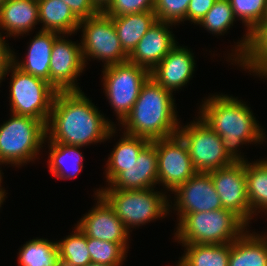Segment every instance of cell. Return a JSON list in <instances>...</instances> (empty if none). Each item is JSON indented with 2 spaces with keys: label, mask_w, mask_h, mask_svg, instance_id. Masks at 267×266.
Listing matches in <instances>:
<instances>
[{
  "label": "cell",
  "mask_w": 267,
  "mask_h": 266,
  "mask_svg": "<svg viewBox=\"0 0 267 266\" xmlns=\"http://www.w3.org/2000/svg\"><path fill=\"white\" fill-rule=\"evenodd\" d=\"M80 91H57L46 124V138L54 143L87 146L110 139L115 125Z\"/></svg>",
  "instance_id": "6da1fadb"
},
{
  "label": "cell",
  "mask_w": 267,
  "mask_h": 266,
  "mask_svg": "<svg viewBox=\"0 0 267 266\" xmlns=\"http://www.w3.org/2000/svg\"><path fill=\"white\" fill-rule=\"evenodd\" d=\"M200 105V116L222 139L227 153L237 162L245 161L238 147L246 143L262 142L266 135L260 128L250 107L228 95H213Z\"/></svg>",
  "instance_id": "7a4b0ae2"
},
{
  "label": "cell",
  "mask_w": 267,
  "mask_h": 266,
  "mask_svg": "<svg viewBox=\"0 0 267 266\" xmlns=\"http://www.w3.org/2000/svg\"><path fill=\"white\" fill-rule=\"evenodd\" d=\"M174 99L171 91L150 76L130 113L120 123L126 130L124 133L150 141L177 135L181 124L175 112Z\"/></svg>",
  "instance_id": "3957f363"
},
{
  "label": "cell",
  "mask_w": 267,
  "mask_h": 266,
  "mask_svg": "<svg viewBox=\"0 0 267 266\" xmlns=\"http://www.w3.org/2000/svg\"><path fill=\"white\" fill-rule=\"evenodd\" d=\"M247 225L235 212L222 208L186 214L178 221L174 236L182 245L226 244L240 237Z\"/></svg>",
  "instance_id": "277c9868"
},
{
  "label": "cell",
  "mask_w": 267,
  "mask_h": 266,
  "mask_svg": "<svg viewBox=\"0 0 267 266\" xmlns=\"http://www.w3.org/2000/svg\"><path fill=\"white\" fill-rule=\"evenodd\" d=\"M114 209L117 217L130 231L131 227L141 226L158 218H164L172 206L166 192L154 188L142 190L102 189L97 190ZM130 228V229H129Z\"/></svg>",
  "instance_id": "5b68a950"
},
{
  "label": "cell",
  "mask_w": 267,
  "mask_h": 266,
  "mask_svg": "<svg viewBox=\"0 0 267 266\" xmlns=\"http://www.w3.org/2000/svg\"><path fill=\"white\" fill-rule=\"evenodd\" d=\"M46 136L43 121L12 113L11 118L0 125V165L22 166L35 160Z\"/></svg>",
  "instance_id": "8992f818"
},
{
  "label": "cell",
  "mask_w": 267,
  "mask_h": 266,
  "mask_svg": "<svg viewBox=\"0 0 267 266\" xmlns=\"http://www.w3.org/2000/svg\"><path fill=\"white\" fill-rule=\"evenodd\" d=\"M11 113L33 117L47 124L57 90L47 81L25 73L11 63Z\"/></svg>",
  "instance_id": "52a82bcc"
},
{
  "label": "cell",
  "mask_w": 267,
  "mask_h": 266,
  "mask_svg": "<svg viewBox=\"0 0 267 266\" xmlns=\"http://www.w3.org/2000/svg\"><path fill=\"white\" fill-rule=\"evenodd\" d=\"M81 28V49L85 64L90 58L104 61V67L128 61V54L121 46L111 16L100 11L80 20L79 30Z\"/></svg>",
  "instance_id": "ba28073f"
},
{
  "label": "cell",
  "mask_w": 267,
  "mask_h": 266,
  "mask_svg": "<svg viewBox=\"0 0 267 266\" xmlns=\"http://www.w3.org/2000/svg\"><path fill=\"white\" fill-rule=\"evenodd\" d=\"M102 72L106 98L121 123L138 99L143 84L150 77V71L127 61L104 67Z\"/></svg>",
  "instance_id": "9c48e42d"
},
{
  "label": "cell",
  "mask_w": 267,
  "mask_h": 266,
  "mask_svg": "<svg viewBox=\"0 0 267 266\" xmlns=\"http://www.w3.org/2000/svg\"><path fill=\"white\" fill-rule=\"evenodd\" d=\"M196 120L184 127L181 125L178 130L195 170L210 172L234 164L236 161L225 150L221 137L200 118Z\"/></svg>",
  "instance_id": "30bf717a"
},
{
  "label": "cell",
  "mask_w": 267,
  "mask_h": 266,
  "mask_svg": "<svg viewBox=\"0 0 267 266\" xmlns=\"http://www.w3.org/2000/svg\"><path fill=\"white\" fill-rule=\"evenodd\" d=\"M156 152L158 155V183L168 191H173L194 176L195 170L188 147L183 139L175 136L157 139Z\"/></svg>",
  "instance_id": "8fae6325"
},
{
  "label": "cell",
  "mask_w": 267,
  "mask_h": 266,
  "mask_svg": "<svg viewBox=\"0 0 267 266\" xmlns=\"http://www.w3.org/2000/svg\"><path fill=\"white\" fill-rule=\"evenodd\" d=\"M210 176L222 208L235 212L249 224L251 208L247 195L245 161H237L227 167L210 171Z\"/></svg>",
  "instance_id": "7c38bea8"
},
{
  "label": "cell",
  "mask_w": 267,
  "mask_h": 266,
  "mask_svg": "<svg viewBox=\"0 0 267 266\" xmlns=\"http://www.w3.org/2000/svg\"><path fill=\"white\" fill-rule=\"evenodd\" d=\"M63 38L66 37L60 34L53 43L50 58V84L57 91H80L76 82L86 67L81 43L76 44Z\"/></svg>",
  "instance_id": "4fadbf2b"
},
{
  "label": "cell",
  "mask_w": 267,
  "mask_h": 266,
  "mask_svg": "<svg viewBox=\"0 0 267 266\" xmlns=\"http://www.w3.org/2000/svg\"><path fill=\"white\" fill-rule=\"evenodd\" d=\"M179 221L186 215L196 212H208L222 209L210 172H197L189 180L178 186L174 191Z\"/></svg>",
  "instance_id": "5bb4252c"
},
{
  "label": "cell",
  "mask_w": 267,
  "mask_h": 266,
  "mask_svg": "<svg viewBox=\"0 0 267 266\" xmlns=\"http://www.w3.org/2000/svg\"><path fill=\"white\" fill-rule=\"evenodd\" d=\"M97 204L78 221V228L86 237L114 243H127L129 230L117 217L114 209L100 195L96 194Z\"/></svg>",
  "instance_id": "9a60e30c"
},
{
  "label": "cell",
  "mask_w": 267,
  "mask_h": 266,
  "mask_svg": "<svg viewBox=\"0 0 267 266\" xmlns=\"http://www.w3.org/2000/svg\"><path fill=\"white\" fill-rule=\"evenodd\" d=\"M105 189L142 190L158 184L156 140L150 141L139 153L137 161L124 167Z\"/></svg>",
  "instance_id": "2e32d148"
},
{
  "label": "cell",
  "mask_w": 267,
  "mask_h": 266,
  "mask_svg": "<svg viewBox=\"0 0 267 266\" xmlns=\"http://www.w3.org/2000/svg\"><path fill=\"white\" fill-rule=\"evenodd\" d=\"M172 25L157 20L128 55V62L151 72L177 44L169 29Z\"/></svg>",
  "instance_id": "e0dca14e"
},
{
  "label": "cell",
  "mask_w": 267,
  "mask_h": 266,
  "mask_svg": "<svg viewBox=\"0 0 267 266\" xmlns=\"http://www.w3.org/2000/svg\"><path fill=\"white\" fill-rule=\"evenodd\" d=\"M177 45L150 72L158 84L172 93L189 82L196 64L190 49Z\"/></svg>",
  "instance_id": "ac0fdd59"
},
{
  "label": "cell",
  "mask_w": 267,
  "mask_h": 266,
  "mask_svg": "<svg viewBox=\"0 0 267 266\" xmlns=\"http://www.w3.org/2000/svg\"><path fill=\"white\" fill-rule=\"evenodd\" d=\"M59 35L54 31H39L30 42L26 59L19 62L12 52V63L23 72L50 83V58L53 43Z\"/></svg>",
  "instance_id": "d6986e66"
},
{
  "label": "cell",
  "mask_w": 267,
  "mask_h": 266,
  "mask_svg": "<svg viewBox=\"0 0 267 266\" xmlns=\"http://www.w3.org/2000/svg\"><path fill=\"white\" fill-rule=\"evenodd\" d=\"M39 23L37 0H6L0 7V30L6 37L22 36Z\"/></svg>",
  "instance_id": "ffe728a7"
},
{
  "label": "cell",
  "mask_w": 267,
  "mask_h": 266,
  "mask_svg": "<svg viewBox=\"0 0 267 266\" xmlns=\"http://www.w3.org/2000/svg\"><path fill=\"white\" fill-rule=\"evenodd\" d=\"M228 266H267V236L246 231L230 243Z\"/></svg>",
  "instance_id": "44dd1931"
},
{
  "label": "cell",
  "mask_w": 267,
  "mask_h": 266,
  "mask_svg": "<svg viewBox=\"0 0 267 266\" xmlns=\"http://www.w3.org/2000/svg\"><path fill=\"white\" fill-rule=\"evenodd\" d=\"M40 31H54L64 36L76 33L80 20L63 0H37ZM66 34V35H65Z\"/></svg>",
  "instance_id": "7402d4cb"
},
{
  "label": "cell",
  "mask_w": 267,
  "mask_h": 266,
  "mask_svg": "<svg viewBox=\"0 0 267 266\" xmlns=\"http://www.w3.org/2000/svg\"><path fill=\"white\" fill-rule=\"evenodd\" d=\"M111 18L121 46L128 55L157 21L154 11H144Z\"/></svg>",
  "instance_id": "603a6c76"
},
{
  "label": "cell",
  "mask_w": 267,
  "mask_h": 266,
  "mask_svg": "<svg viewBox=\"0 0 267 266\" xmlns=\"http://www.w3.org/2000/svg\"><path fill=\"white\" fill-rule=\"evenodd\" d=\"M234 17L242 21L245 27H247L246 35L240 40L235 47V53L233 56V61L238 60L244 55L248 42L249 34L261 23L266 21L267 18V0H229Z\"/></svg>",
  "instance_id": "cb8c5ba5"
},
{
  "label": "cell",
  "mask_w": 267,
  "mask_h": 266,
  "mask_svg": "<svg viewBox=\"0 0 267 266\" xmlns=\"http://www.w3.org/2000/svg\"><path fill=\"white\" fill-rule=\"evenodd\" d=\"M48 167L53 176L59 179L74 178L83 169V157L78 149L81 146L49 142ZM71 171V172H70Z\"/></svg>",
  "instance_id": "d4e9b609"
},
{
  "label": "cell",
  "mask_w": 267,
  "mask_h": 266,
  "mask_svg": "<svg viewBox=\"0 0 267 266\" xmlns=\"http://www.w3.org/2000/svg\"><path fill=\"white\" fill-rule=\"evenodd\" d=\"M185 252L177 266H228L230 243L183 244Z\"/></svg>",
  "instance_id": "484cf974"
},
{
  "label": "cell",
  "mask_w": 267,
  "mask_h": 266,
  "mask_svg": "<svg viewBox=\"0 0 267 266\" xmlns=\"http://www.w3.org/2000/svg\"><path fill=\"white\" fill-rule=\"evenodd\" d=\"M243 69L267 78V21L258 25L250 34L244 55L236 62ZM245 67V68H244Z\"/></svg>",
  "instance_id": "4316f807"
},
{
  "label": "cell",
  "mask_w": 267,
  "mask_h": 266,
  "mask_svg": "<svg viewBox=\"0 0 267 266\" xmlns=\"http://www.w3.org/2000/svg\"><path fill=\"white\" fill-rule=\"evenodd\" d=\"M245 175L251 219H253L252 215L256 212H267V159L253 164L245 160Z\"/></svg>",
  "instance_id": "83f0119b"
},
{
  "label": "cell",
  "mask_w": 267,
  "mask_h": 266,
  "mask_svg": "<svg viewBox=\"0 0 267 266\" xmlns=\"http://www.w3.org/2000/svg\"><path fill=\"white\" fill-rule=\"evenodd\" d=\"M124 136L117 143L106 164V182H110L124 167L131 165L137 161L140 151L150 142V140L132 136L123 133Z\"/></svg>",
  "instance_id": "f1b7e54d"
},
{
  "label": "cell",
  "mask_w": 267,
  "mask_h": 266,
  "mask_svg": "<svg viewBox=\"0 0 267 266\" xmlns=\"http://www.w3.org/2000/svg\"><path fill=\"white\" fill-rule=\"evenodd\" d=\"M18 255L20 266H60L57 241L32 239L20 248Z\"/></svg>",
  "instance_id": "f546056e"
},
{
  "label": "cell",
  "mask_w": 267,
  "mask_h": 266,
  "mask_svg": "<svg viewBox=\"0 0 267 266\" xmlns=\"http://www.w3.org/2000/svg\"><path fill=\"white\" fill-rule=\"evenodd\" d=\"M75 226L73 234L57 242L60 266H86L91 262L87 237Z\"/></svg>",
  "instance_id": "4dcf8cb0"
},
{
  "label": "cell",
  "mask_w": 267,
  "mask_h": 266,
  "mask_svg": "<svg viewBox=\"0 0 267 266\" xmlns=\"http://www.w3.org/2000/svg\"><path fill=\"white\" fill-rule=\"evenodd\" d=\"M128 243H114L87 237V248L91 262L121 266L127 255Z\"/></svg>",
  "instance_id": "1f68e13d"
},
{
  "label": "cell",
  "mask_w": 267,
  "mask_h": 266,
  "mask_svg": "<svg viewBox=\"0 0 267 266\" xmlns=\"http://www.w3.org/2000/svg\"><path fill=\"white\" fill-rule=\"evenodd\" d=\"M229 0H217L198 23L212 34H224L236 21Z\"/></svg>",
  "instance_id": "d6a6232c"
},
{
  "label": "cell",
  "mask_w": 267,
  "mask_h": 266,
  "mask_svg": "<svg viewBox=\"0 0 267 266\" xmlns=\"http://www.w3.org/2000/svg\"><path fill=\"white\" fill-rule=\"evenodd\" d=\"M189 2L190 0H155L154 12L157 20L175 25L186 21Z\"/></svg>",
  "instance_id": "836d02e7"
},
{
  "label": "cell",
  "mask_w": 267,
  "mask_h": 266,
  "mask_svg": "<svg viewBox=\"0 0 267 266\" xmlns=\"http://www.w3.org/2000/svg\"><path fill=\"white\" fill-rule=\"evenodd\" d=\"M155 0H112L103 12L111 17L154 11Z\"/></svg>",
  "instance_id": "e575fe53"
},
{
  "label": "cell",
  "mask_w": 267,
  "mask_h": 266,
  "mask_svg": "<svg viewBox=\"0 0 267 266\" xmlns=\"http://www.w3.org/2000/svg\"><path fill=\"white\" fill-rule=\"evenodd\" d=\"M217 0H190L186 20L198 25Z\"/></svg>",
  "instance_id": "d590c367"
},
{
  "label": "cell",
  "mask_w": 267,
  "mask_h": 266,
  "mask_svg": "<svg viewBox=\"0 0 267 266\" xmlns=\"http://www.w3.org/2000/svg\"><path fill=\"white\" fill-rule=\"evenodd\" d=\"M79 19H86L100 12L92 0H63Z\"/></svg>",
  "instance_id": "8d00e7d4"
},
{
  "label": "cell",
  "mask_w": 267,
  "mask_h": 266,
  "mask_svg": "<svg viewBox=\"0 0 267 266\" xmlns=\"http://www.w3.org/2000/svg\"><path fill=\"white\" fill-rule=\"evenodd\" d=\"M0 33V83L1 80L5 79L4 77L8 75L9 65L12 63V50L9 48L6 40Z\"/></svg>",
  "instance_id": "74e56055"
},
{
  "label": "cell",
  "mask_w": 267,
  "mask_h": 266,
  "mask_svg": "<svg viewBox=\"0 0 267 266\" xmlns=\"http://www.w3.org/2000/svg\"><path fill=\"white\" fill-rule=\"evenodd\" d=\"M92 1L100 11H103L112 0H92Z\"/></svg>",
  "instance_id": "f35d334b"
},
{
  "label": "cell",
  "mask_w": 267,
  "mask_h": 266,
  "mask_svg": "<svg viewBox=\"0 0 267 266\" xmlns=\"http://www.w3.org/2000/svg\"><path fill=\"white\" fill-rule=\"evenodd\" d=\"M1 183L2 181L0 182V207H1V204L3 203V201L5 200V196L7 193H5V190H3V187L1 188Z\"/></svg>",
  "instance_id": "ab89813d"
},
{
  "label": "cell",
  "mask_w": 267,
  "mask_h": 266,
  "mask_svg": "<svg viewBox=\"0 0 267 266\" xmlns=\"http://www.w3.org/2000/svg\"><path fill=\"white\" fill-rule=\"evenodd\" d=\"M86 266H110V265L90 262Z\"/></svg>",
  "instance_id": "60d3db41"
},
{
  "label": "cell",
  "mask_w": 267,
  "mask_h": 266,
  "mask_svg": "<svg viewBox=\"0 0 267 266\" xmlns=\"http://www.w3.org/2000/svg\"><path fill=\"white\" fill-rule=\"evenodd\" d=\"M6 0H0V7Z\"/></svg>",
  "instance_id": "b9f144b4"
},
{
  "label": "cell",
  "mask_w": 267,
  "mask_h": 266,
  "mask_svg": "<svg viewBox=\"0 0 267 266\" xmlns=\"http://www.w3.org/2000/svg\"><path fill=\"white\" fill-rule=\"evenodd\" d=\"M2 170H0V182L2 181V173H1Z\"/></svg>",
  "instance_id": "7bdbcfd3"
}]
</instances>
